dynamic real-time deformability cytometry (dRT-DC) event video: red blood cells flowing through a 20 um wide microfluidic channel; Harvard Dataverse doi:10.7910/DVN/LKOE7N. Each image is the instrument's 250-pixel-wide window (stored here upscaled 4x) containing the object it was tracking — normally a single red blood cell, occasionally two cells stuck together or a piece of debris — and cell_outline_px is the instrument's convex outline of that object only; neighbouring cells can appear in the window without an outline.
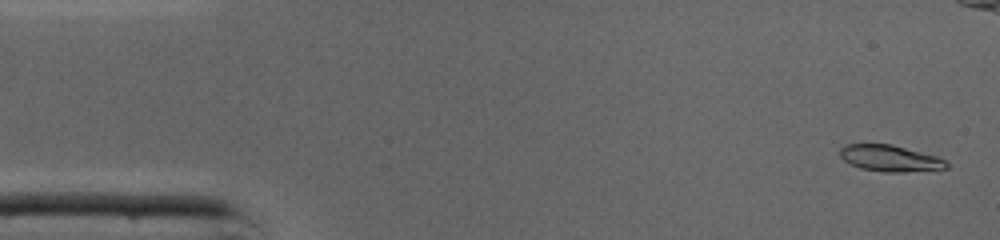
{"species": "common noctule bat (a hibernating species)", "species_latin": "Nyctalus noctula", "temperature_condition": "cold", "stored_images_in_passage": 46, "camera_frame_rate_fps": 3000, "um_per_image_px": 0.085, "animal": {"sex": "male", "body_mass_g": 19.0, "forearm_length_mm": 50.8}, "frame": {"image": 1, "passage_image": 2, "time_ms": 0.333, "image_size_px": [1000, 240], "cell_outline_px": [[948, 168], [904, 172], [884, 172], [860, 168], [844, 160], [840, 156], [840, 148], [844, 144], [892, 144], [936, 156], [944, 160], [948, 164]], "centroid_in_image_um": [75.63, 13.45], "position_along_channel_um": 9.4, "area_um2": 16.24}}
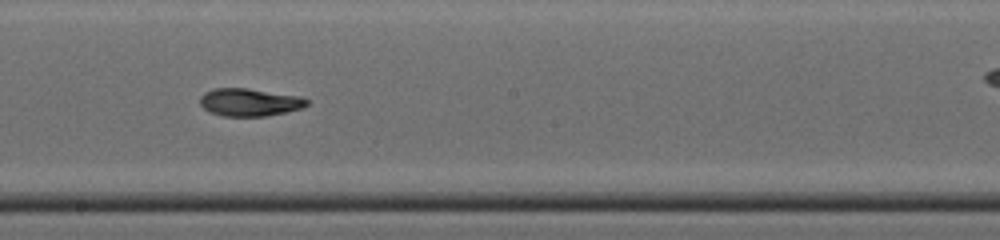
{"frame": {"image": 2, "passage_image": 25, "time_ms": 8.0, "image_size_px": [1000, 240], "cell_outline_px": [[308, 104], [300, 108], [288, 112], [264, 116], [224, 116], [212, 112], [204, 108], [200, 104], [200, 96], [204, 92], [216, 88], [248, 88], [300, 96], [308, 100]], "centroid_in_image_um": [21.21, 8.68], "position_along_channel_um": 227.0, "area_um2": 17.17}}
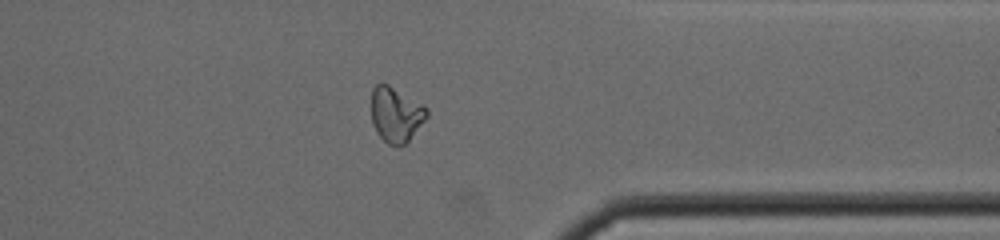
{"frame": {"image": 3, "passage_image": 36, "time_ms": 11.667, "image_size_px": [1000, 240], "cell_outline_px": [[428, 116], [408, 140], [400, 148], [396, 148], [388, 144], [376, 132], [372, 124], [372, 88], [376, 84], [388, 84], [428, 108]], "centroid_in_image_um": [33.64, 9.76], "position_along_channel_um": 377.8, "area_um2": 17.69}, "authors_computed_cell_mechanics": {"area_um2": 17.2822, "velocity_mm_per_s": 4.3629, "shape_relaxation_time_tau1_ms": 2.2407, "shape_relaxation_time_tau2_ms": 3.299, "deformation_change_tau1": 0.1587, "deformation_change_tau2": 0.1098}}